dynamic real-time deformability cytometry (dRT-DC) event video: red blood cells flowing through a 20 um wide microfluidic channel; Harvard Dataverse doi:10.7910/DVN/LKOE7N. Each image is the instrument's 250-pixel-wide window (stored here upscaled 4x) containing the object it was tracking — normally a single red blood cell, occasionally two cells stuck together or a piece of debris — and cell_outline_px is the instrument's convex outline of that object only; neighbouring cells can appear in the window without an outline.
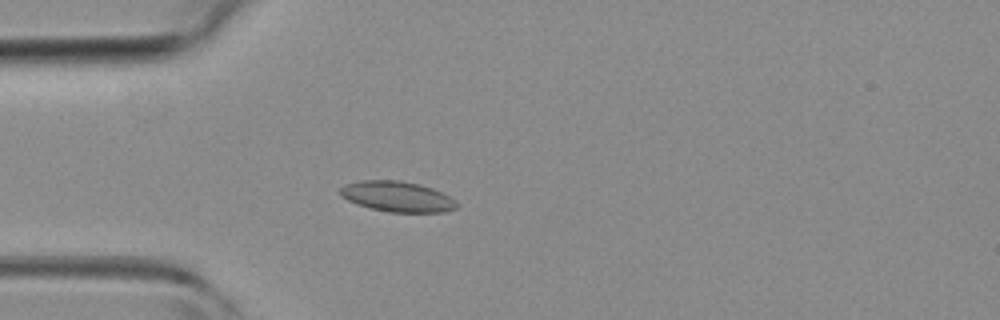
{"species": "common noctule bat (a hibernating species)", "species_latin": "Nyctalus noctula", "temperature_condition": "room temperature", "stored_images_in_passage": 37, "camera_frame_rate_fps": 3000, "um_per_image_px": 0.085, "animal": {"sex": "female", "body_mass_g": 19.3, "forearm_length_mm": 54.1}, "frame": {"image": 1, "passage_image": 4, "time_ms": 1.0, "image_size_px": [1000, 320], "cell_outline_px": [[460, 204], [456, 208], [444, 212], [388, 212], [356, 204], [340, 196], [340, 188], [344, 184], [360, 180], [400, 180], [420, 184], [432, 188], [456, 200]], "centroid_in_image_um": [33.76, 16.7], "position_along_channel_um": 51.2, "area_um2": 20.81}}
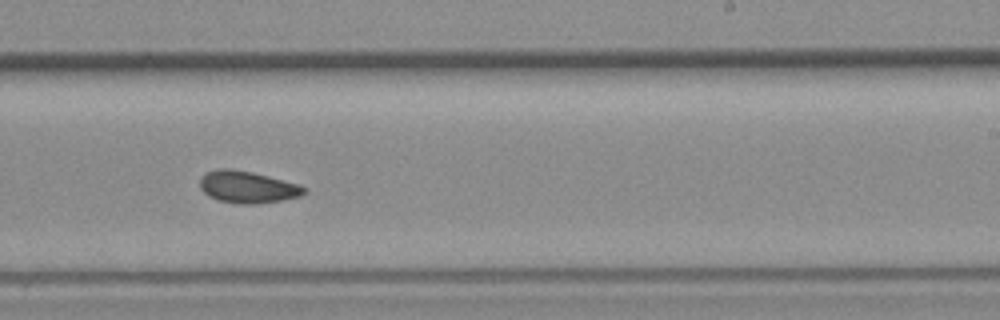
{"frame": {"image": 2, "passage_image": 19, "time_ms": 6.0, "image_size_px": [1000, 320], "cell_outline_px": [[308, 192], [304, 196], [284, 200], [256, 204], [240, 204], [220, 200], [208, 196], [200, 188], [200, 176], [208, 172], [220, 168], [232, 168], [252, 172], [300, 184], [308, 188]], "centroid_in_image_um": [21.1, 15.9], "position_along_channel_um": 267.9, "area_um2": 19.71}}
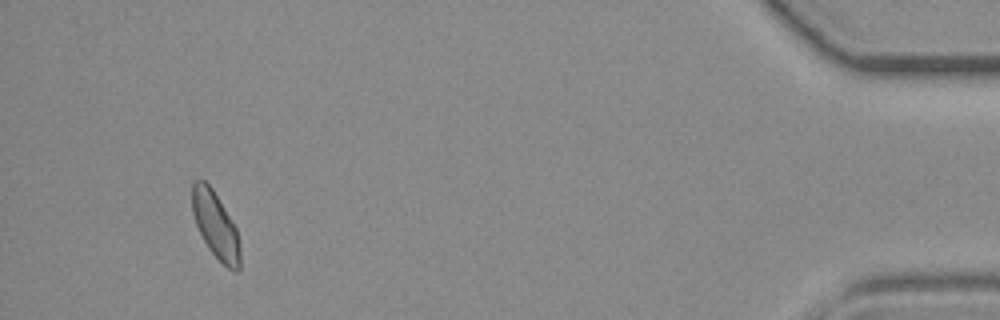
{"frame": {"image": 3, "passage_image": 34, "time_ms": 11.0, "image_size_px": [1000, 320], "cell_outline_px": [[240, 268], [236, 272], [232, 272], [208, 248], [196, 224], [192, 212], [192, 184], [196, 180], [204, 180], [212, 188], [232, 220], [236, 228], [240, 244]], "centroid_in_image_um": [18.33, 19.15], "position_along_channel_um": 416.9, "area_um2": 18.44}}